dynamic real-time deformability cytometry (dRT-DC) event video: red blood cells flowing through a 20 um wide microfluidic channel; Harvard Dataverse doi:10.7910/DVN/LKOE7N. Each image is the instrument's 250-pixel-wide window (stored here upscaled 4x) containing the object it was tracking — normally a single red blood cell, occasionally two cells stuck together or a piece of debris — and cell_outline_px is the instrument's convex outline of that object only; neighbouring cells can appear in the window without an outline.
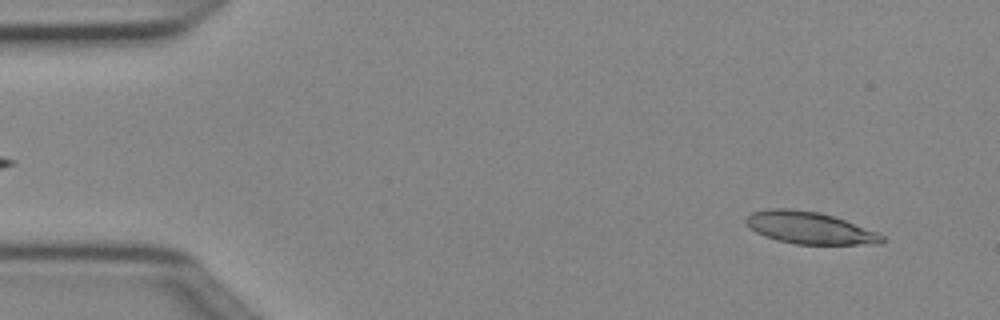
{"species": "Egyptian fruit bat (a non-hibernating species)", "species_latin": "Rousettus aegyptiacus", "temperature_condition": "cold", "stored_images_in_passage": 4, "segment_of_instrument_passage": [2, 2], "camera_frame_rate_fps": 3000, "um_per_image_px": 0.085, "animal": {"sex": "female"}, "frame": {"image": 1, "passage_image": 4, "time_ms": 1.0, "image_size_px": [1000, 320], "cell_outline_px": [[884, 244], [796, 244], [776, 240], [764, 236], [756, 232], [744, 224], [744, 216], [752, 212], [768, 208], [792, 208], [820, 212], [844, 220], [876, 232], [884, 236]], "centroid_in_image_um": [68.74, 19.36], "position_along_channel_um": 16.3, "area_um2": 25.61}}